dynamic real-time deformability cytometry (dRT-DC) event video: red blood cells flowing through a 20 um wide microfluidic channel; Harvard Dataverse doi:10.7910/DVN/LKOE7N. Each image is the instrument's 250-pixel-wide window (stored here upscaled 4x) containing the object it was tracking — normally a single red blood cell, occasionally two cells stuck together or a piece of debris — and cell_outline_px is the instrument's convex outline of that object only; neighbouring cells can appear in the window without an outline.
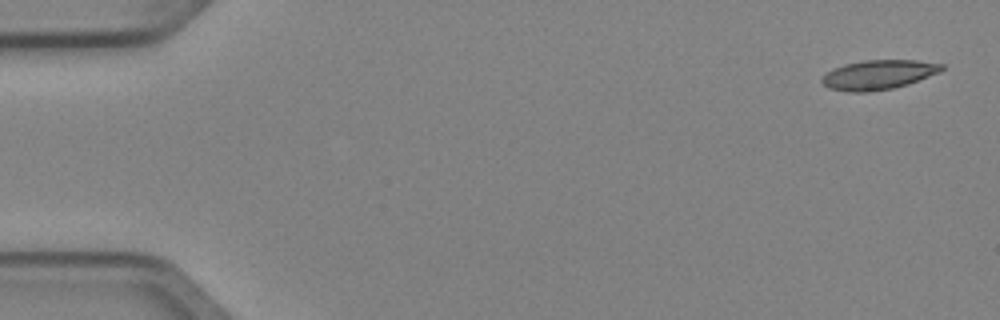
{"species": "Egyptian fruit bat (a non-hibernating species)", "species_latin": "Rousettus aegyptiacus", "temperature_condition": "cold", "stored_images_in_passage": 8, "camera_frame_rate_fps": 3000, "um_per_image_px": 0.085, "animal": {"sex": "female"}, "frame": {"image": 1, "passage_image": 1, "time_ms": 0.0, "image_size_px": [1000, 320], "cell_outline_px": [[944, 68], [940, 72], [908, 84], [892, 88], [864, 92], [848, 92], [828, 88], [820, 80], [832, 68], [844, 64], [864, 60], [916, 60], [944, 64]], "centroid_in_image_um": [74.66, 6.34], "position_along_channel_um": 10.3, "area_um2": 20.52}}
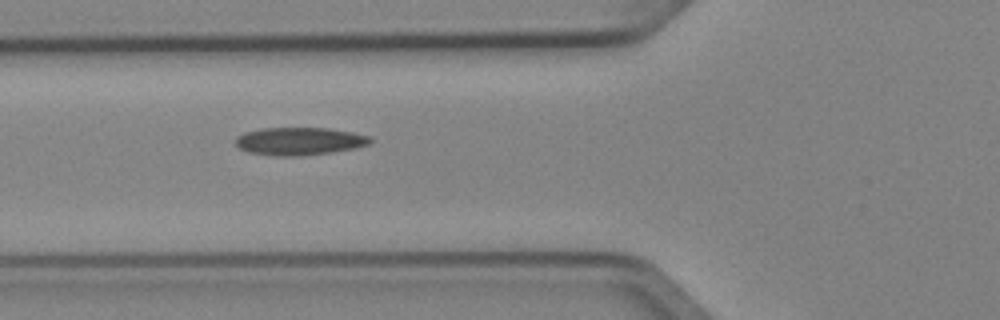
{"frame": {"image": 2, "passage_image": 6, "time_ms": 1.667, "image_size_px": [1000, 320], "cell_outline_px": [[372, 140], [368, 144], [356, 148], [332, 152], [300, 156], [276, 156], [248, 152], [240, 148], [236, 144], [236, 136], [244, 132], [264, 128], [328, 128], [352, 132], [372, 136]], "centroid_in_image_um": [25.46, 12.0], "position_along_channel_um": 100.3, "area_um2": 21.85}}
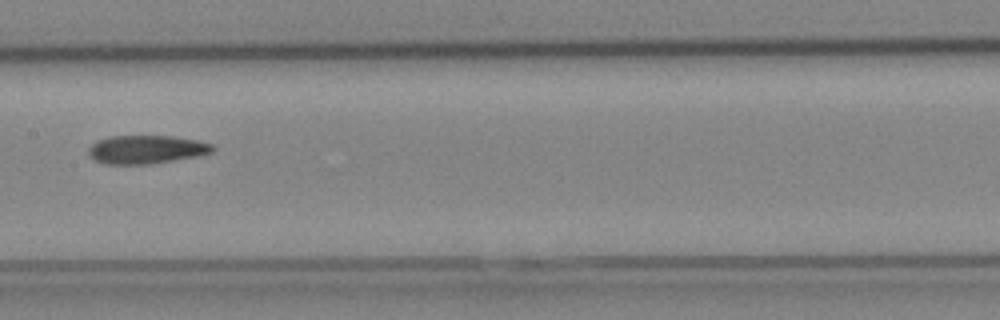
{"frame": {"image": 3, "passage_image": 8, "time_ms": 2.333, "image_size_px": [1000, 320], "cell_outline_px": [[216, 148], [212, 152], [196, 156], [148, 164], [104, 164], [96, 160], [88, 152], [88, 148], [96, 140], [112, 136], [172, 136], [196, 140], [212, 144]], "centroid_in_image_um": [12.43, 12.7], "position_along_channel_um": 195.0, "area_um2": 20.35}}